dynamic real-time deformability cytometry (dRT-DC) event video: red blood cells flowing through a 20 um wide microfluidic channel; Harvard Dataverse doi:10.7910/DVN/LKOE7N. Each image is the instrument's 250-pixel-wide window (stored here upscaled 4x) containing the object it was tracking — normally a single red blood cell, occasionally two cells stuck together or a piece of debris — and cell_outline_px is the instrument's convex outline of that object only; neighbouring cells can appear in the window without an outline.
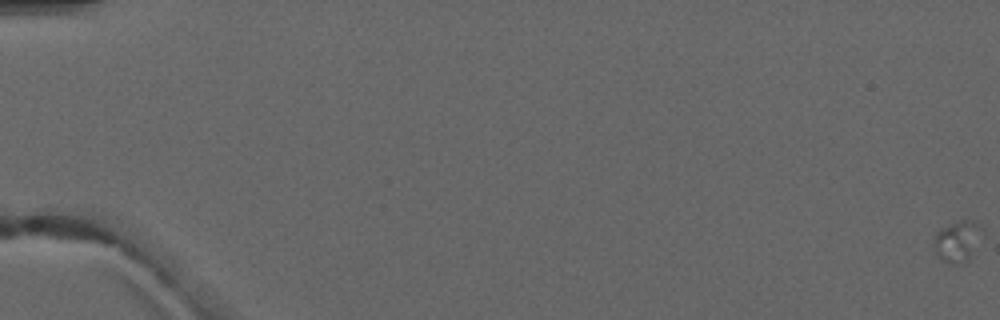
{"species": "common noctule bat (a hibernating species)", "species_latin": "Nyctalus noctula", "temperature_condition": "warm", "stored_images_in_passage": 6, "camera_frame_rate_fps": 3000, "um_per_image_px": 0.085, "animal": {"sex": "male", "forearm_length_mm": 52.5}, "frame": {"image": 1, "passage_image": 1, "time_ms": 0.0, "image_size_px": [1000, 320], "cell_outline_px": [[984, 232], [968, 260], [956, 264], [948, 264], [940, 260], [936, 256], [932, 244], [932, 236], [940, 228], [948, 224], [960, 220], [972, 220], [980, 224]], "centroid_in_image_um": [81.33, 20.49], "position_along_channel_um": 3.7, "area_um2": 12.02}}